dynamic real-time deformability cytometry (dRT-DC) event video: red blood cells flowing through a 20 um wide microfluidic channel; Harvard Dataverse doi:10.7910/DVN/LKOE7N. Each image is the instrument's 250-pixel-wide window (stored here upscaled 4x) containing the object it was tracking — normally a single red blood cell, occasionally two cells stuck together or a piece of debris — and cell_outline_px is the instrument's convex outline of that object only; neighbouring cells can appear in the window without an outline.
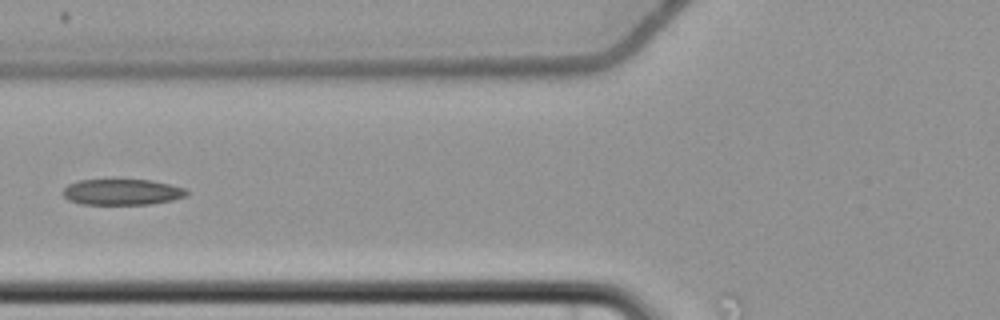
{"species": "common noctule bat (a hibernating species)", "species_latin": "Nyctalus noctula", "temperature_condition": "cold", "stored_images_in_passage": 9, "camera_frame_rate_fps": 3000, "um_per_image_px": 0.085, "animal": {"sex": "female", "body_mass_g": 22.7, "forearm_length_mm": 54.2}, "frame": {"image": 1, "passage_image": 6, "time_ms": 7.0, "image_size_px": [1000, 320], "cell_outline_px": [[188, 196], [172, 200], [148, 204], [80, 204], [68, 200], [64, 196], [64, 188], [68, 184], [80, 180], [116, 176], [152, 180], [184, 188], [188, 192]], "centroid_in_image_um": [10.35, 16.26], "position_along_channel_um": 115.5, "area_um2": 19.59}}
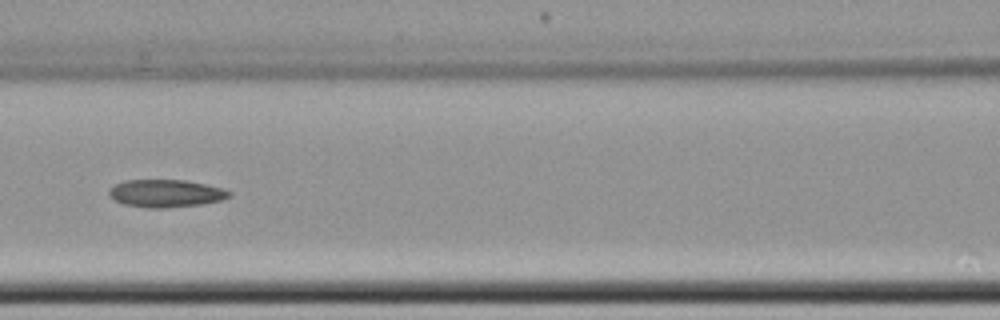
{"frame": {"image": 2, "passage_image": 7, "time_ms": 8.0, "image_size_px": [1000, 320], "cell_outline_px": [[232, 196], [220, 200], [200, 204], [168, 208], [148, 208], [124, 204], [108, 196], [108, 188], [124, 180], [184, 180], [224, 188], [232, 192]], "centroid_in_image_um": [14.08, 16.43], "position_along_channel_um": 152.5, "area_um2": 19.42}}
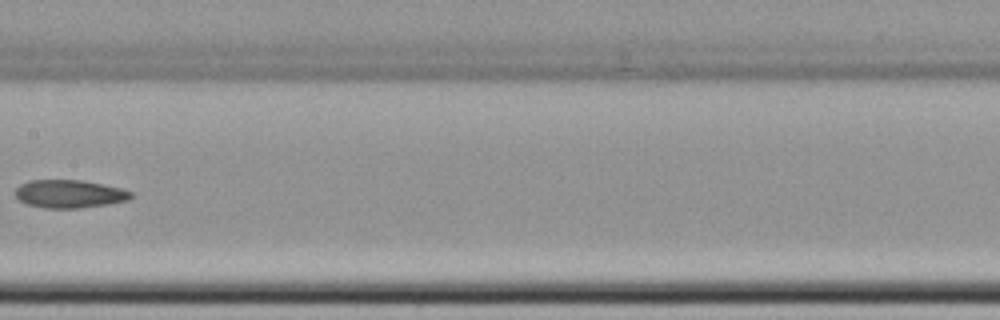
{"frame": {"image": 3, "passage_image": 8, "time_ms": 9.333, "image_size_px": [1000, 320], "cell_outline_px": [[132, 196], [128, 200], [108, 204], [80, 208], [44, 208], [28, 204], [20, 200], [12, 192], [20, 184], [28, 180], [80, 180], [120, 188], [132, 192]], "centroid_in_image_um": [5.85, 16.48], "position_along_channel_um": 201.5, "area_um2": 18.84}}